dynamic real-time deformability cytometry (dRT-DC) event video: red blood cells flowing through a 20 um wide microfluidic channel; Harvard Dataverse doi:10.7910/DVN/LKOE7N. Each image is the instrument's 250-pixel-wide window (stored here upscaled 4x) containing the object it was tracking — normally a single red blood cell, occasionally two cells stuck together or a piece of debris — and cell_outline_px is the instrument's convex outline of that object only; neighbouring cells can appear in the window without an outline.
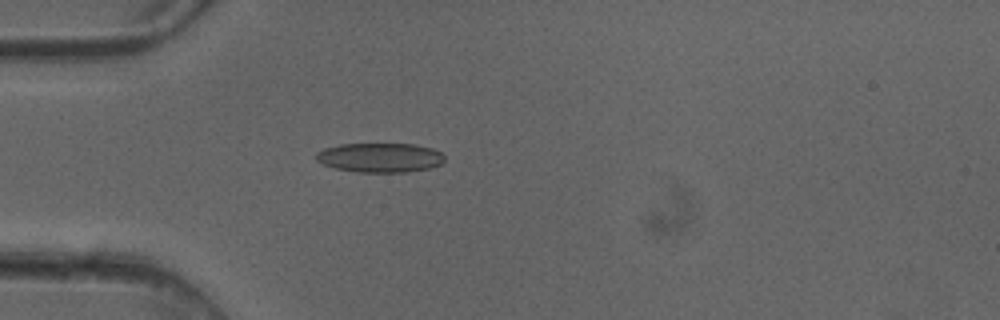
{"species": "common noctule bat (a hibernating species)", "species_latin": "Nyctalus noctula", "temperature_condition": "cold", "stored_images_in_passage": 4, "camera_frame_rate_fps": 3000, "um_per_image_px": 0.085, "animal": {"sex": "female"}, "frame": {"image": 1, "passage_image": 4, "time_ms": 1.0, "image_size_px": [1000, 320], "cell_outline_px": [[444, 160], [440, 164], [428, 168], [408, 172], [356, 172], [336, 168], [324, 164], [316, 160], [316, 152], [324, 148], [340, 144], [412, 144], [432, 148], [440, 152], [444, 156]], "centroid_in_image_um": [32.28, 13.39], "position_along_channel_um": 52.7, "area_um2": 21.91}}